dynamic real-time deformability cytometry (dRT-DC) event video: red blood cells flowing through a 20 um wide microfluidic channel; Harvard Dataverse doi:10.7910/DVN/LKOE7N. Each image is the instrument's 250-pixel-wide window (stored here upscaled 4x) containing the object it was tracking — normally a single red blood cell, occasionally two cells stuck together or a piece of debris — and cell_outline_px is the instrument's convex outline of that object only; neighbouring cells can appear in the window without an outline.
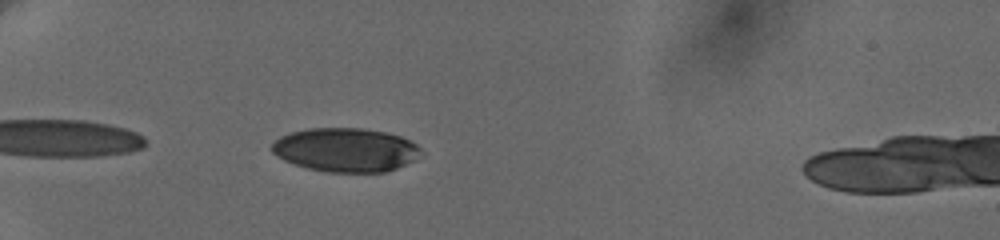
{"species": "human", "species_latin": "Homo sapiens", "temperature_condition": "cold", "stored_images_in_passage": 15, "camera_frame_rate_fps": 3000, "um_per_image_px": 0.085, "donor": {"sex": "female"}, "frame": {"image": 1, "passage_image": 7, "time_ms": 5.667, "image_size_px": [1000, 240], "cell_outline_px": [[420, 148], [412, 160], [388, 172], [324, 172], [308, 168], [284, 160], [272, 152], [272, 144], [280, 136], [292, 132], [308, 128], [364, 128], [384, 132], [400, 136], [416, 144]], "centroid_in_image_um": [29.33, 12.73], "position_along_channel_um": 55.7, "area_um2": 37.63}}
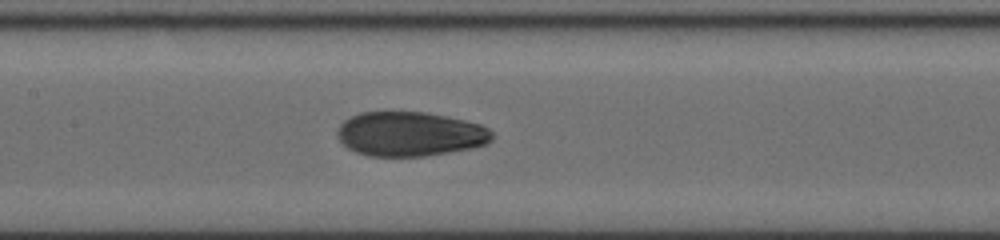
{"frame": {"image": 2, "passage_image": 12, "time_ms": 9.667, "image_size_px": [1000, 240], "cell_outline_px": [[492, 140], [488, 144], [472, 148], [424, 156], [368, 156], [356, 152], [348, 148], [336, 136], [336, 132], [340, 124], [344, 120], [360, 112], [424, 112], [464, 120], [480, 124], [488, 128], [492, 132]], "centroid_in_image_um": [34.84, 11.39], "position_along_channel_um": 172.6, "area_um2": 40.06}}
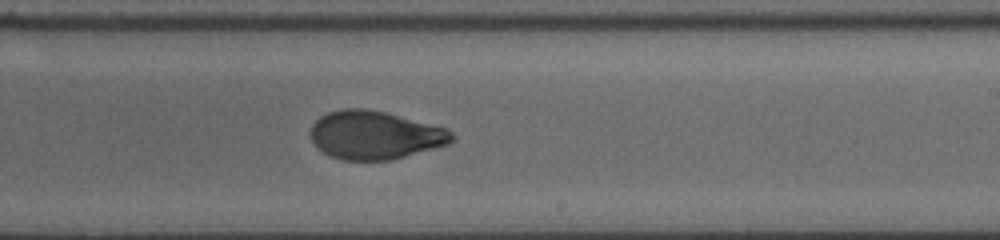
{"frame": {"image": 3, "passage_image": 15, "time_ms": 12.0, "image_size_px": [1000, 240], "cell_outline_px": [[456, 136], [448, 144], [392, 160], [344, 160], [332, 156], [324, 152], [312, 140], [312, 124], [320, 116], [328, 112], [340, 108], [364, 108], [384, 112], [448, 128]], "centroid_in_image_um": [31.89, 11.47], "position_along_channel_um": 257.1, "area_um2": 39.54}}